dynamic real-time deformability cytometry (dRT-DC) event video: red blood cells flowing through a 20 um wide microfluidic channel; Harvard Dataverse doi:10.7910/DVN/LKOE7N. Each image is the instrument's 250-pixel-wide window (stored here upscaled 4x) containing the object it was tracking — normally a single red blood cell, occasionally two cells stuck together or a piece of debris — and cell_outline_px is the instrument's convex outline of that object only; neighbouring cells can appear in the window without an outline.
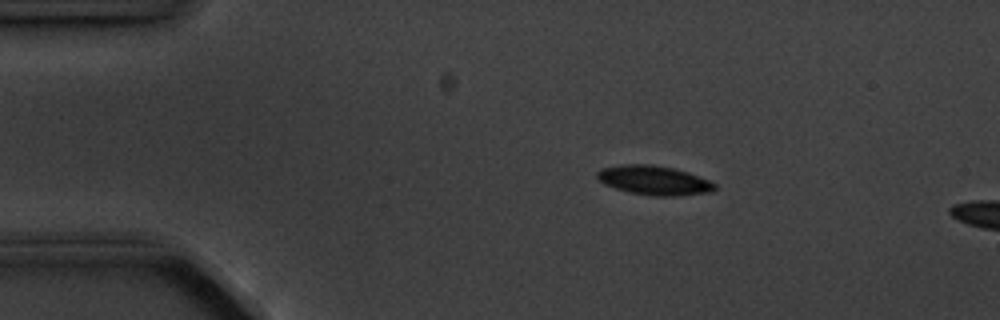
{"species": "common noctule bat (a hibernating species)", "species_latin": "Nyctalus noctula", "temperature_condition": "cold", "stored_images_in_passage": 5, "camera_frame_rate_fps": 3000, "um_per_image_px": 0.085, "animal": {"sex": "male", "body_mass_g": 20.1, "forearm_length_mm": 53.5}, "frame": {"image": 1, "passage_image": 3, "time_ms": 2.333, "image_size_px": [1000, 320], "cell_outline_px": [[716, 188], [708, 192], [676, 196], [652, 196], [628, 192], [604, 184], [596, 176], [596, 172], [600, 168], [620, 164], [652, 164], [672, 168], [688, 172], [708, 180], [716, 184]], "centroid_in_image_um": [55.55, 15.32], "position_along_channel_um": 29.5, "area_um2": 20.06}}